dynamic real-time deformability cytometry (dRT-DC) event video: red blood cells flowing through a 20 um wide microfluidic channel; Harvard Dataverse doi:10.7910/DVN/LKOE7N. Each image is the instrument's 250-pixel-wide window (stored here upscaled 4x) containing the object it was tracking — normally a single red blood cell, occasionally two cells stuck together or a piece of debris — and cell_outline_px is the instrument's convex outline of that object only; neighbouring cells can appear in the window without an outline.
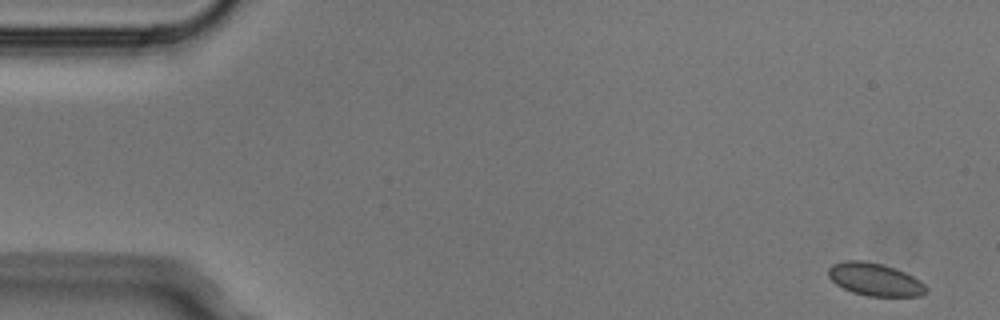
{"species": "Egyptian fruit bat (a non-hibernating species)", "species_latin": "Rousettus aegyptiacus", "temperature_condition": "cold", "stored_images_in_passage": 7, "camera_frame_rate_fps": 3000, "um_per_image_px": 0.085, "animal": {"sex": "male"}, "frame": {"image": 1, "passage_image": 1, "time_ms": 0.0, "image_size_px": [1000, 320], "cell_outline_px": [[928, 292], [920, 296], [868, 296], [852, 292], [836, 284], [828, 276], [828, 268], [832, 264], [844, 260], [864, 260], [880, 264], [904, 272], [920, 280], [928, 288]], "centroid_in_image_um": [74.36, 23.75], "position_along_channel_um": 10.6, "area_um2": 18.61}}
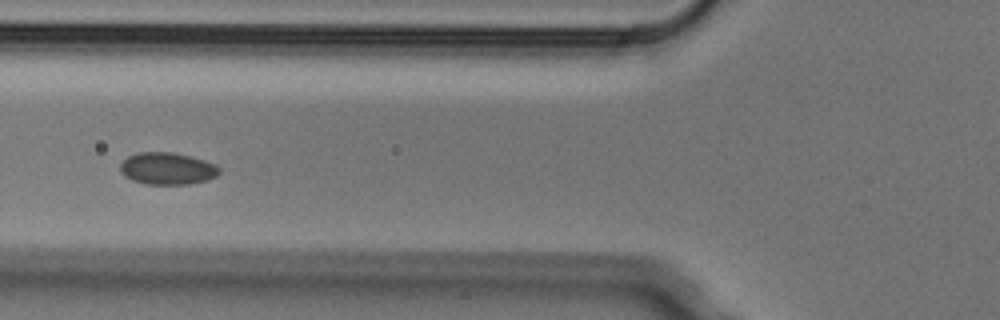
{"frame": {"image": 2, "passage_image": 6, "time_ms": 1.667, "image_size_px": [1000, 320], "cell_outline_px": [[220, 172], [216, 176], [208, 180], [188, 184], [148, 184], [132, 180], [124, 176], [120, 172], [120, 164], [128, 156], [140, 152], [172, 152], [204, 160], [216, 164], [220, 168]], "centroid_in_image_um": [14.22, 14.33], "position_along_channel_um": 111.6, "area_um2": 18.5}}
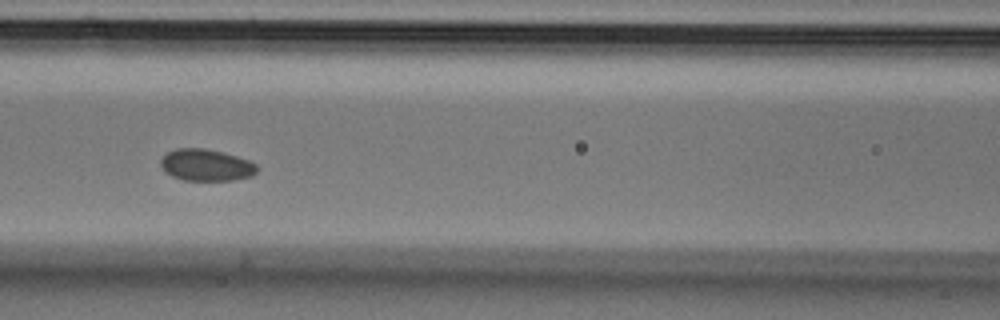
{"frame": {"image": 3, "passage_image": 7, "time_ms": 2.0, "image_size_px": [1000, 320], "cell_outline_px": [[260, 168], [252, 176], [232, 180], [184, 180], [172, 176], [164, 172], [160, 164], [160, 160], [168, 152], [176, 148], [204, 148], [224, 152], [248, 160], [256, 164]], "centroid_in_image_um": [17.53, 14.03], "position_along_channel_um": 149.1, "area_um2": 17.92}}